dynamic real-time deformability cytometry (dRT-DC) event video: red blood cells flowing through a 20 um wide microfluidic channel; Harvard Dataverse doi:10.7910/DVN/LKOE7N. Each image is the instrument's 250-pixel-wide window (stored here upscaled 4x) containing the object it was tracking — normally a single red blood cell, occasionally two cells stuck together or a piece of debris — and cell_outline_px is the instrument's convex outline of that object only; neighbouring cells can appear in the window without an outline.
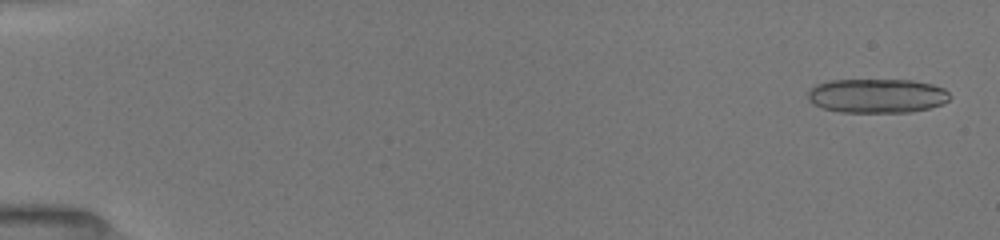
{"species": "common noctule bat (a hibernating species)", "species_latin": "Nyctalus noctula", "temperature_condition": "room temperature", "stored_images_in_passage": 21, "camera_frame_rate_fps": 3000, "um_per_image_px": 0.085, "animal": {"sex": "female", "body_mass_g": 19.5, "forearm_length_mm": 54.1}, "frame": {"image": 1, "passage_image": 2, "time_ms": 0.333, "image_size_px": [1000, 240], "cell_outline_px": [[952, 96], [948, 100], [940, 104], [928, 108], [908, 112], [840, 112], [824, 108], [808, 100], [808, 92], [816, 84], [828, 80], [912, 80], [932, 84], [944, 88]], "centroid_in_image_um": [74.55, 8.13], "position_along_channel_um": 10.4, "area_um2": 28.21}}
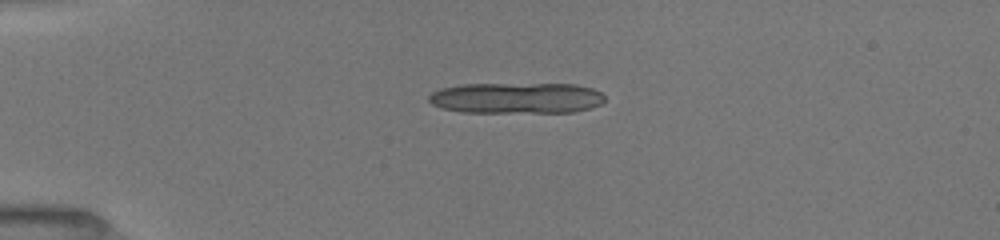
{"frame": {"image": 2, "passage_image": 13, "time_ms": 4.0, "image_size_px": [1000, 240], "cell_outline_px": [[604, 100], [600, 104], [588, 108], [572, 112], [464, 112], [444, 108], [432, 104], [428, 100], [428, 96], [432, 92], [440, 88], [460, 84], [576, 84], [592, 88], [600, 92], [604, 96]], "centroid_in_image_um": [43.88, 8.32], "position_along_channel_um": 41.1, "area_um2": 31.67}}